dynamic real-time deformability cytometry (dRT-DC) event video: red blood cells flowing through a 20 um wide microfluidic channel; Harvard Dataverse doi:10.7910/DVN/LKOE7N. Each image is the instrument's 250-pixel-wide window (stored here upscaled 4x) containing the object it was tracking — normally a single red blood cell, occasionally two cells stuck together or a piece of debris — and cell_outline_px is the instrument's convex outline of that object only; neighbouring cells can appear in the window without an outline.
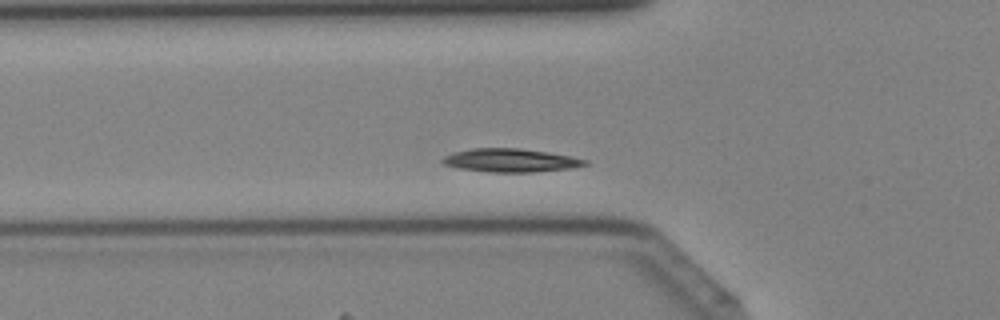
{"species": "Egyptian fruit bat (a non-hibernating species)", "species_latin": "Rousettus aegyptiacus", "temperature_condition": "cold", "stored_images_in_passage": 37, "camera_frame_rate_fps": 3000, "um_per_image_px": 0.085, "animal": {"sex": "female"}, "frame": {"image": 1, "passage_image": 15, "time_ms": 4.667, "image_size_px": [1000, 320], "cell_outline_px": [[588, 164], [572, 168], [532, 172], [488, 172], [460, 168], [444, 164], [440, 160], [444, 156], [452, 152], [472, 148], [520, 148], [548, 152], [572, 156], [588, 160]], "centroid_in_image_um": [43.4, 13.62], "position_along_channel_um": 82.4, "area_um2": 19.48}}
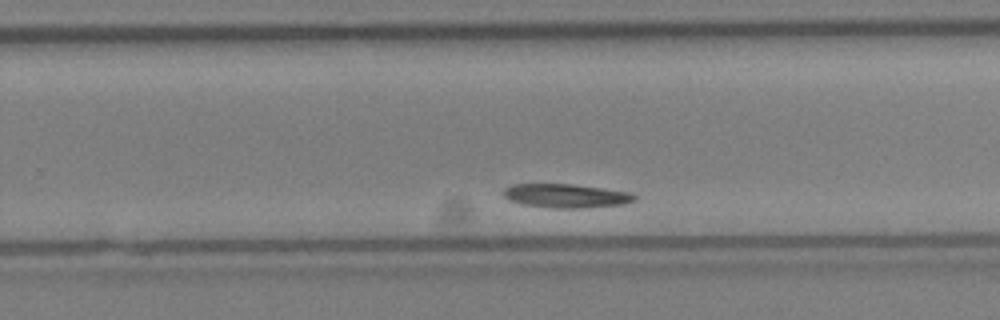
{"frame": {"image": 2, "passage_image": 29, "time_ms": 9.333, "image_size_px": [1000, 320], "cell_outline_px": [[636, 200], [624, 204], [584, 208], [552, 208], [524, 204], [508, 200], [504, 196], [504, 188], [512, 184], [572, 184], [632, 192], [636, 196]], "centroid_in_image_um": [48.14, 16.64], "position_along_channel_um": 281.7, "area_um2": 18.26}}
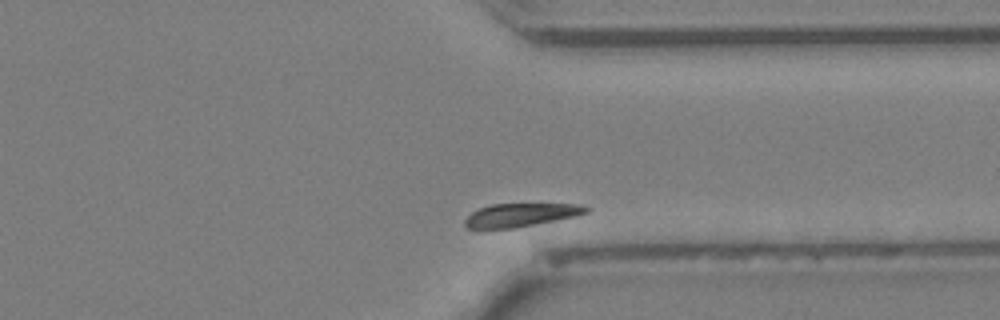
{"frame": {"image": 3, "passage_image": 35, "time_ms": 11.333, "image_size_px": [1000, 320], "cell_outline_px": [[588, 212], [576, 216], [516, 228], [468, 228], [464, 224], [464, 220], [472, 212], [480, 208], [492, 204], [580, 204], [588, 208]], "centroid_in_image_um": [44.27, 18.27], "position_along_channel_um": 367.1, "area_um2": 16.3}}